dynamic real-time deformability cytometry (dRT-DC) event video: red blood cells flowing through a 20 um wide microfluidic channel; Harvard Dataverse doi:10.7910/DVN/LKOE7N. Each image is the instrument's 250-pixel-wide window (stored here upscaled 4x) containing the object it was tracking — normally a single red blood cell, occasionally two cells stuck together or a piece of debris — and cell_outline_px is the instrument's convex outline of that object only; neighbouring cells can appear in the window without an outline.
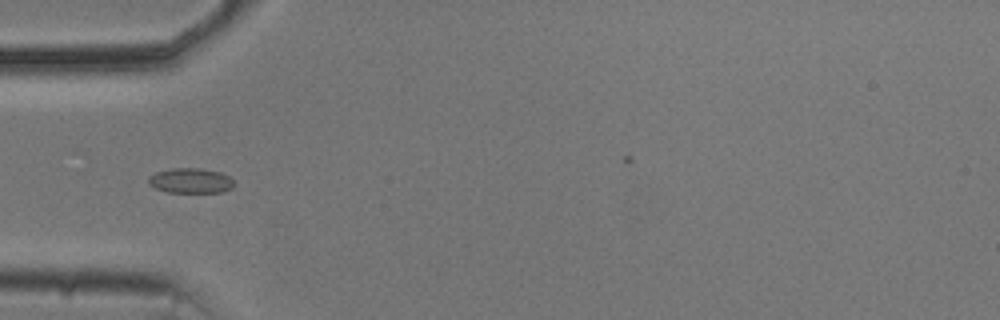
{"species": "common noctule bat (a hibernating species)", "species_latin": "Nyctalus noctula", "temperature_condition": "cold", "stored_images_in_passage": 33, "camera_frame_rate_fps": 3000, "um_per_image_px": 0.085, "animal": {"sex": "male", "body_mass_g": 20.5, "forearm_length_mm": 52.5}, "frame": {"image": 1, "passage_image": 1, "time_ms": 0.0, "image_size_px": [1000, 320], "cell_outline_px": [[236, 184], [232, 188], [224, 192], [168, 192], [156, 188], [148, 184], [148, 176], [156, 172], [172, 168], [200, 168], [220, 172], [228, 176]], "centroid_in_image_um": [16.21, 15.35], "position_along_channel_um": 68.8, "area_um2": 12.54}}
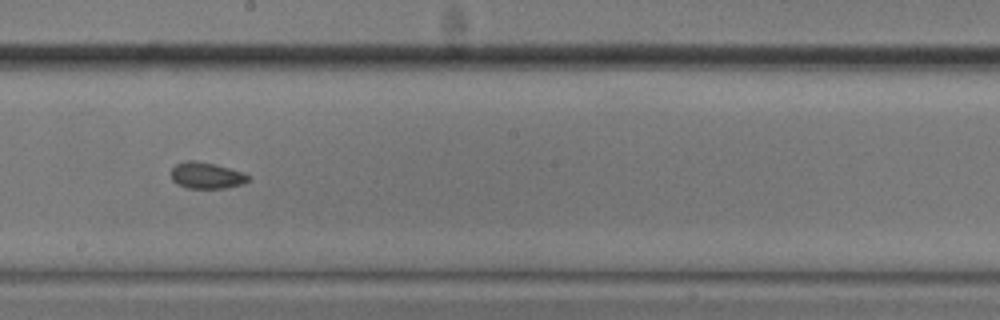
{"frame": {"image": 2, "passage_image": 14, "time_ms": 4.333, "image_size_px": [1000, 320], "cell_outline_px": [[252, 176], [248, 180], [240, 184], [224, 188], [188, 188], [176, 184], [172, 180], [172, 168], [176, 164], [188, 160], [192, 160], [216, 164], [244, 172]], "centroid_in_image_um": [17.56, 14.91], "position_along_channel_um": 230.6, "area_um2": 11.85}}
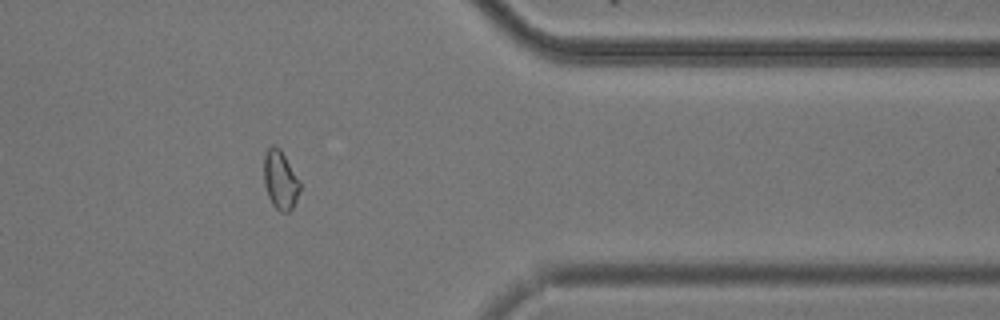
{"frame": {"image": 3, "passage_image": 28, "time_ms": 9.0, "image_size_px": [1000, 320], "cell_outline_px": [[300, 188], [296, 200], [292, 208], [288, 212], [280, 212], [272, 204], [268, 196], [264, 184], [264, 156], [268, 148], [272, 144], [276, 144], [280, 148], [300, 180]], "centroid_in_image_um": [23.82, 15.27], "position_along_channel_um": 387.6, "area_um2": 12.43}}